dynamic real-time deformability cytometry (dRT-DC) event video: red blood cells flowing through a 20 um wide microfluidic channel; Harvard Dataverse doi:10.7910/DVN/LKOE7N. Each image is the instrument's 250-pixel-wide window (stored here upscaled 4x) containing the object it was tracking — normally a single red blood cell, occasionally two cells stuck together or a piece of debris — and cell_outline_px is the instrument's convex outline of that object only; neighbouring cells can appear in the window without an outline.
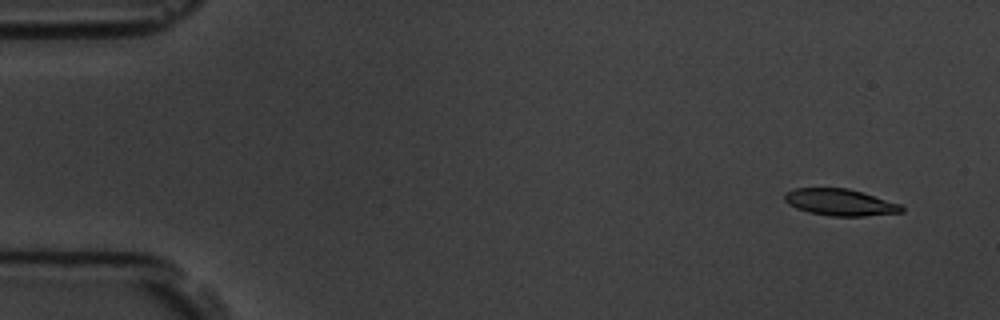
{"species": "common noctule bat (a hibernating species)", "species_latin": "Nyctalus noctula", "temperature_condition": "room temperature", "stored_images_in_passage": 6, "camera_frame_rate_fps": 3000, "um_per_image_px": 0.085, "animal": {"sex": "male", "body_mass_g": 19.5, "forearm_length_mm": 54.6}, "frame": {"image": 1, "passage_image": 1, "time_ms": 0.0, "image_size_px": [1000, 320], "cell_outline_px": [[904, 212], [864, 216], [832, 216], [808, 212], [796, 208], [788, 204], [784, 200], [784, 192], [792, 188], [848, 188], [900, 204], [904, 208]], "centroid_in_image_um": [71.36, 17.19], "position_along_channel_um": 13.6, "area_um2": 18.21}}
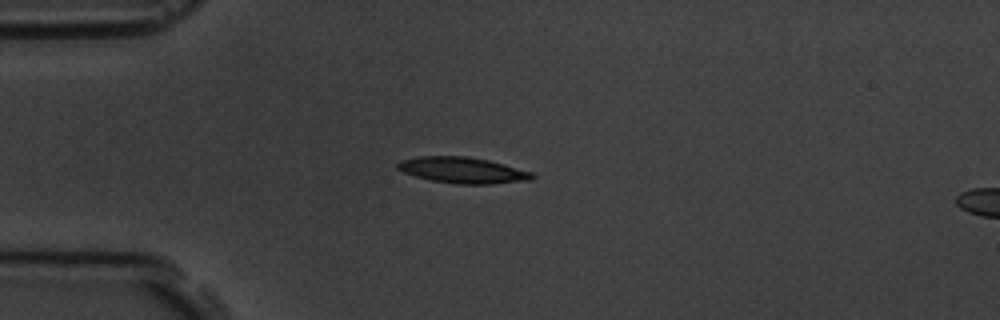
{"frame": {"image": 2, "passage_image": 4, "time_ms": 3.667, "image_size_px": [1000, 320], "cell_outline_px": [[536, 176], [532, 180], [488, 184], [460, 184], [432, 180], [416, 176], [404, 172], [396, 168], [396, 164], [400, 160], [416, 156], [464, 156], [488, 160], [504, 164], [532, 172]], "centroid_in_image_um": [39.33, 14.46], "position_along_channel_um": 45.7, "area_um2": 20.35}}
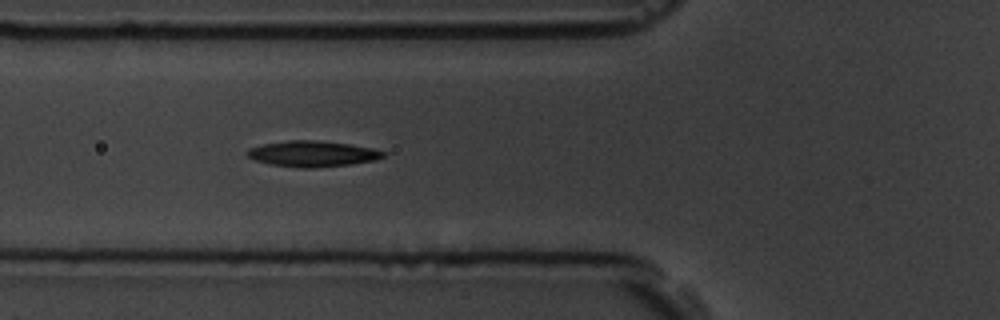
{"frame": {"image": 3, "passage_image": 6, "time_ms": 5.667, "image_size_px": [1000, 320], "cell_outline_px": [[388, 152], [384, 156], [376, 160], [352, 164], [312, 168], [300, 168], [272, 164], [256, 160], [248, 156], [244, 152], [248, 148], [264, 144], [288, 140], [312, 140], [348, 144], [372, 148]], "centroid_in_image_um": [26.58, 13.07], "position_along_channel_um": 99.2, "area_um2": 20.4}}